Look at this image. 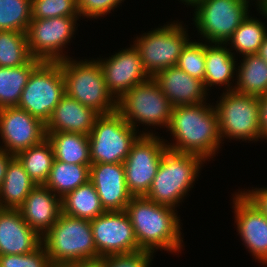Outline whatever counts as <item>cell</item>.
Segmentation results:
<instances>
[{
    "mask_svg": "<svg viewBox=\"0 0 267 267\" xmlns=\"http://www.w3.org/2000/svg\"><path fill=\"white\" fill-rule=\"evenodd\" d=\"M210 104L204 102L172 109L166 131H170V136L175 141L170 143L164 140L169 150L196 154L205 161H211L215 157L224 142L222 143L216 110Z\"/></svg>",
    "mask_w": 267,
    "mask_h": 267,
    "instance_id": "6da1fadb",
    "label": "cell"
},
{
    "mask_svg": "<svg viewBox=\"0 0 267 267\" xmlns=\"http://www.w3.org/2000/svg\"><path fill=\"white\" fill-rule=\"evenodd\" d=\"M125 211L142 250L181 253L184 246L181 236L182 225L176 208L155 203L141 196L133 197Z\"/></svg>",
    "mask_w": 267,
    "mask_h": 267,
    "instance_id": "7a4b0ae2",
    "label": "cell"
},
{
    "mask_svg": "<svg viewBox=\"0 0 267 267\" xmlns=\"http://www.w3.org/2000/svg\"><path fill=\"white\" fill-rule=\"evenodd\" d=\"M204 163L206 161L199 155L167 149L144 197L173 208L179 206L195 184Z\"/></svg>",
    "mask_w": 267,
    "mask_h": 267,
    "instance_id": "3957f363",
    "label": "cell"
},
{
    "mask_svg": "<svg viewBox=\"0 0 267 267\" xmlns=\"http://www.w3.org/2000/svg\"><path fill=\"white\" fill-rule=\"evenodd\" d=\"M42 245L54 267L98 259L90 220L75 218L64 213L42 237Z\"/></svg>",
    "mask_w": 267,
    "mask_h": 267,
    "instance_id": "277c9868",
    "label": "cell"
},
{
    "mask_svg": "<svg viewBox=\"0 0 267 267\" xmlns=\"http://www.w3.org/2000/svg\"><path fill=\"white\" fill-rule=\"evenodd\" d=\"M65 94L81 104L93 108L99 114L117 111V101L109 93L102 67L98 60L69 57L60 61Z\"/></svg>",
    "mask_w": 267,
    "mask_h": 267,
    "instance_id": "5b68a950",
    "label": "cell"
},
{
    "mask_svg": "<svg viewBox=\"0 0 267 267\" xmlns=\"http://www.w3.org/2000/svg\"><path fill=\"white\" fill-rule=\"evenodd\" d=\"M145 130V131H144ZM137 131L116 111L100 114L89 134L91 164L123 163L132 144L140 135H156L153 131ZM138 132V134H137Z\"/></svg>",
    "mask_w": 267,
    "mask_h": 267,
    "instance_id": "8992f818",
    "label": "cell"
},
{
    "mask_svg": "<svg viewBox=\"0 0 267 267\" xmlns=\"http://www.w3.org/2000/svg\"><path fill=\"white\" fill-rule=\"evenodd\" d=\"M219 99L214 109L218 116L222 142L224 138L246 142L263 140L259 97L241 94L234 90L225 92L223 90Z\"/></svg>",
    "mask_w": 267,
    "mask_h": 267,
    "instance_id": "52a82bcc",
    "label": "cell"
},
{
    "mask_svg": "<svg viewBox=\"0 0 267 267\" xmlns=\"http://www.w3.org/2000/svg\"><path fill=\"white\" fill-rule=\"evenodd\" d=\"M175 21L134 38L133 45L150 77L163 69L176 66L183 48L191 39L182 22Z\"/></svg>",
    "mask_w": 267,
    "mask_h": 267,
    "instance_id": "ba28073f",
    "label": "cell"
},
{
    "mask_svg": "<svg viewBox=\"0 0 267 267\" xmlns=\"http://www.w3.org/2000/svg\"><path fill=\"white\" fill-rule=\"evenodd\" d=\"M172 109L170 101L152 77L132 87L117 102V111L138 131L140 124L167 129Z\"/></svg>",
    "mask_w": 267,
    "mask_h": 267,
    "instance_id": "9c48e42d",
    "label": "cell"
},
{
    "mask_svg": "<svg viewBox=\"0 0 267 267\" xmlns=\"http://www.w3.org/2000/svg\"><path fill=\"white\" fill-rule=\"evenodd\" d=\"M250 0H202L193 8L198 34L206 43L226 42L250 14Z\"/></svg>",
    "mask_w": 267,
    "mask_h": 267,
    "instance_id": "30bf717a",
    "label": "cell"
},
{
    "mask_svg": "<svg viewBox=\"0 0 267 267\" xmlns=\"http://www.w3.org/2000/svg\"><path fill=\"white\" fill-rule=\"evenodd\" d=\"M65 95L60 62H42L30 75L17 107L45 124Z\"/></svg>",
    "mask_w": 267,
    "mask_h": 267,
    "instance_id": "8fae6325",
    "label": "cell"
},
{
    "mask_svg": "<svg viewBox=\"0 0 267 267\" xmlns=\"http://www.w3.org/2000/svg\"><path fill=\"white\" fill-rule=\"evenodd\" d=\"M80 16L32 19L26 31L28 49L34 59L60 62L69 58L64 48L77 30Z\"/></svg>",
    "mask_w": 267,
    "mask_h": 267,
    "instance_id": "7c38bea8",
    "label": "cell"
},
{
    "mask_svg": "<svg viewBox=\"0 0 267 267\" xmlns=\"http://www.w3.org/2000/svg\"><path fill=\"white\" fill-rule=\"evenodd\" d=\"M165 139L158 135H140L123 162L125 179L133 197L145 196L156 176L164 152Z\"/></svg>",
    "mask_w": 267,
    "mask_h": 267,
    "instance_id": "4fadbf2b",
    "label": "cell"
},
{
    "mask_svg": "<svg viewBox=\"0 0 267 267\" xmlns=\"http://www.w3.org/2000/svg\"><path fill=\"white\" fill-rule=\"evenodd\" d=\"M90 223L98 258L142 250L125 210L105 211Z\"/></svg>",
    "mask_w": 267,
    "mask_h": 267,
    "instance_id": "5bb4252c",
    "label": "cell"
},
{
    "mask_svg": "<svg viewBox=\"0 0 267 267\" xmlns=\"http://www.w3.org/2000/svg\"><path fill=\"white\" fill-rule=\"evenodd\" d=\"M1 149L16 156L47 138L46 124L17 106L0 109Z\"/></svg>",
    "mask_w": 267,
    "mask_h": 267,
    "instance_id": "9a60e30c",
    "label": "cell"
},
{
    "mask_svg": "<svg viewBox=\"0 0 267 267\" xmlns=\"http://www.w3.org/2000/svg\"><path fill=\"white\" fill-rule=\"evenodd\" d=\"M232 196L235 223L243 245L253 259L267 265V217L243 191Z\"/></svg>",
    "mask_w": 267,
    "mask_h": 267,
    "instance_id": "2e32d148",
    "label": "cell"
},
{
    "mask_svg": "<svg viewBox=\"0 0 267 267\" xmlns=\"http://www.w3.org/2000/svg\"><path fill=\"white\" fill-rule=\"evenodd\" d=\"M97 59L103 70L106 87L117 102L132 87L150 78L133 44L109 58Z\"/></svg>",
    "mask_w": 267,
    "mask_h": 267,
    "instance_id": "e0dca14e",
    "label": "cell"
},
{
    "mask_svg": "<svg viewBox=\"0 0 267 267\" xmlns=\"http://www.w3.org/2000/svg\"><path fill=\"white\" fill-rule=\"evenodd\" d=\"M90 181L105 211H123L133 198L126 184L123 163L91 164Z\"/></svg>",
    "mask_w": 267,
    "mask_h": 267,
    "instance_id": "ac0fdd59",
    "label": "cell"
},
{
    "mask_svg": "<svg viewBox=\"0 0 267 267\" xmlns=\"http://www.w3.org/2000/svg\"><path fill=\"white\" fill-rule=\"evenodd\" d=\"M152 78L173 108L204 103L208 100L209 92L205 89L203 81L191 77L177 66L163 69Z\"/></svg>",
    "mask_w": 267,
    "mask_h": 267,
    "instance_id": "d6986e66",
    "label": "cell"
},
{
    "mask_svg": "<svg viewBox=\"0 0 267 267\" xmlns=\"http://www.w3.org/2000/svg\"><path fill=\"white\" fill-rule=\"evenodd\" d=\"M42 237L23 219L19 209H0V255L32 253Z\"/></svg>",
    "mask_w": 267,
    "mask_h": 267,
    "instance_id": "ffe728a7",
    "label": "cell"
},
{
    "mask_svg": "<svg viewBox=\"0 0 267 267\" xmlns=\"http://www.w3.org/2000/svg\"><path fill=\"white\" fill-rule=\"evenodd\" d=\"M18 209L28 225L43 237L62 213L61 198L45 185H36Z\"/></svg>",
    "mask_w": 267,
    "mask_h": 267,
    "instance_id": "44dd1931",
    "label": "cell"
},
{
    "mask_svg": "<svg viewBox=\"0 0 267 267\" xmlns=\"http://www.w3.org/2000/svg\"><path fill=\"white\" fill-rule=\"evenodd\" d=\"M100 114L64 95L46 122V133L71 132L89 135Z\"/></svg>",
    "mask_w": 267,
    "mask_h": 267,
    "instance_id": "7402d4cb",
    "label": "cell"
},
{
    "mask_svg": "<svg viewBox=\"0 0 267 267\" xmlns=\"http://www.w3.org/2000/svg\"><path fill=\"white\" fill-rule=\"evenodd\" d=\"M224 45V46H223ZM235 52H231L226 44L205 42V77L204 86L209 92L211 87L224 85L225 91L234 90V80L238 61ZM237 64V65H236ZM233 83H232V82ZM232 83V84H231ZM210 87V89H209Z\"/></svg>",
    "mask_w": 267,
    "mask_h": 267,
    "instance_id": "603a6c76",
    "label": "cell"
},
{
    "mask_svg": "<svg viewBox=\"0 0 267 267\" xmlns=\"http://www.w3.org/2000/svg\"><path fill=\"white\" fill-rule=\"evenodd\" d=\"M35 186L36 183L14 156L8 164L5 178L0 186V207L18 209Z\"/></svg>",
    "mask_w": 267,
    "mask_h": 267,
    "instance_id": "cb8c5ba5",
    "label": "cell"
},
{
    "mask_svg": "<svg viewBox=\"0 0 267 267\" xmlns=\"http://www.w3.org/2000/svg\"><path fill=\"white\" fill-rule=\"evenodd\" d=\"M236 67L234 91L256 97L267 95V63L258 54H246Z\"/></svg>",
    "mask_w": 267,
    "mask_h": 267,
    "instance_id": "d4e9b609",
    "label": "cell"
},
{
    "mask_svg": "<svg viewBox=\"0 0 267 267\" xmlns=\"http://www.w3.org/2000/svg\"><path fill=\"white\" fill-rule=\"evenodd\" d=\"M55 160L79 165H91L89 135L71 132L46 133Z\"/></svg>",
    "mask_w": 267,
    "mask_h": 267,
    "instance_id": "484cf974",
    "label": "cell"
},
{
    "mask_svg": "<svg viewBox=\"0 0 267 267\" xmlns=\"http://www.w3.org/2000/svg\"><path fill=\"white\" fill-rule=\"evenodd\" d=\"M61 205L65 215L90 221L105 212L90 180L61 198Z\"/></svg>",
    "mask_w": 267,
    "mask_h": 267,
    "instance_id": "4316f807",
    "label": "cell"
},
{
    "mask_svg": "<svg viewBox=\"0 0 267 267\" xmlns=\"http://www.w3.org/2000/svg\"><path fill=\"white\" fill-rule=\"evenodd\" d=\"M42 63L32 58L18 67H0V109L17 106L31 73Z\"/></svg>",
    "mask_w": 267,
    "mask_h": 267,
    "instance_id": "83f0119b",
    "label": "cell"
},
{
    "mask_svg": "<svg viewBox=\"0 0 267 267\" xmlns=\"http://www.w3.org/2000/svg\"><path fill=\"white\" fill-rule=\"evenodd\" d=\"M90 180V165L68 164L54 160L49 177L44 184L58 197L63 198Z\"/></svg>",
    "mask_w": 267,
    "mask_h": 267,
    "instance_id": "f1b7e54d",
    "label": "cell"
},
{
    "mask_svg": "<svg viewBox=\"0 0 267 267\" xmlns=\"http://www.w3.org/2000/svg\"><path fill=\"white\" fill-rule=\"evenodd\" d=\"M16 157L36 185L46 183L55 160L52 145L47 138L21 151Z\"/></svg>",
    "mask_w": 267,
    "mask_h": 267,
    "instance_id": "f546056e",
    "label": "cell"
},
{
    "mask_svg": "<svg viewBox=\"0 0 267 267\" xmlns=\"http://www.w3.org/2000/svg\"><path fill=\"white\" fill-rule=\"evenodd\" d=\"M267 35V28L259 18L251 17L249 14L246 19L238 26L232 37L226 42L229 50H235L240 55L257 54L264 38ZM233 48V49H232Z\"/></svg>",
    "mask_w": 267,
    "mask_h": 267,
    "instance_id": "4dcf8cb0",
    "label": "cell"
},
{
    "mask_svg": "<svg viewBox=\"0 0 267 267\" xmlns=\"http://www.w3.org/2000/svg\"><path fill=\"white\" fill-rule=\"evenodd\" d=\"M32 58L26 33L0 30V67H18Z\"/></svg>",
    "mask_w": 267,
    "mask_h": 267,
    "instance_id": "1f68e13d",
    "label": "cell"
},
{
    "mask_svg": "<svg viewBox=\"0 0 267 267\" xmlns=\"http://www.w3.org/2000/svg\"><path fill=\"white\" fill-rule=\"evenodd\" d=\"M31 20V0H0L1 31L26 33Z\"/></svg>",
    "mask_w": 267,
    "mask_h": 267,
    "instance_id": "d6a6232c",
    "label": "cell"
},
{
    "mask_svg": "<svg viewBox=\"0 0 267 267\" xmlns=\"http://www.w3.org/2000/svg\"><path fill=\"white\" fill-rule=\"evenodd\" d=\"M176 66L191 77L204 83L205 77V42L189 41L182 50Z\"/></svg>",
    "mask_w": 267,
    "mask_h": 267,
    "instance_id": "836d02e7",
    "label": "cell"
},
{
    "mask_svg": "<svg viewBox=\"0 0 267 267\" xmlns=\"http://www.w3.org/2000/svg\"><path fill=\"white\" fill-rule=\"evenodd\" d=\"M32 19L79 16L78 0H31Z\"/></svg>",
    "mask_w": 267,
    "mask_h": 267,
    "instance_id": "e575fe53",
    "label": "cell"
},
{
    "mask_svg": "<svg viewBox=\"0 0 267 267\" xmlns=\"http://www.w3.org/2000/svg\"><path fill=\"white\" fill-rule=\"evenodd\" d=\"M0 267H54L41 245L32 253L0 255Z\"/></svg>",
    "mask_w": 267,
    "mask_h": 267,
    "instance_id": "d590c367",
    "label": "cell"
},
{
    "mask_svg": "<svg viewBox=\"0 0 267 267\" xmlns=\"http://www.w3.org/2000/svg\"><path fill=\"white\" fill-rule=\"evenodd\" d=\"M154 252L140 250L127 254H113L103 257V267H150Z\"/></svg>",
    "mask_w": 267,
    "mask_h": 267,
    "instance_id": "8d00e7d4",
    "label": "cell"
},
{
    "mask_svg": "<svg viewBox=\"0 0 267 267\" xmlns=\"http://www.w3.org/2000/svg\"><path fill=\"white\" fill-rule=\"evenodd\" d=\"M125 0H78V11L79 16L84 18H94L104 17L111 10L114 11L115 8L119 7Z\"/></svg>",
    "mask_w": 267,
    "mask_h": 267,
    "instance_id": "74e56055",
    "label": "cell"
},
{
    "mask_svg": "<svg viewBox=\"0 0 267 267\" xmlns=\"http://www.w3.org/2000/svg\"><path fill=\"white\" fill-rule=\"evenodd\" d=\"M243 191L267 217V187Z\"/></svg>",
    "mask_w": 267,
    "mask_h": 267,
    "instance_id": "f35d334b",
    "label": "cell"
},
{
    "mask_svg": "<svg viewBox=\"0 0 267 267\" xmlns=\"http://www.w3.org/2000/svg\"><path fill=\"white\" fill-rule=\"evenodd\" d=\"M260 102V128L263 139L267 140V95L259 98Z\"/></svg>",
    "mask_w": 267,
    "mask_h": 267,
    "instance_id": "ab89813d",
    "label": "cell"
},
{
    "mask_svg": "<svg viewBox=\"0 0 267 267\" xmlns=\"http://www.w3.org/2000/svg\"><path fill=\"white\" fill-rule=\"evenodd\" d=\"M14 155L0 148V186L5 178L8 164Z\"/></svg>",
    "mask_w": 267,
    "mask_h": 267,
    "instance_id": "60d3db41",
    "label": "cell"
},
{
    "mask_svg": "<svg viewBox=\"0 0 267 267\" xmlns=\"http://www.w3.org/2000/svg\"><path fill=\"white\" fill-rule=\"evenodd\" d=\"M61 267H103V257L94 260L73 262Z\"/></svg>",
    "mask_w": 267,
    "mask_h": 267,
    "instance_id": "b9f144b4",
    "label": "cell"
},
{
    "mask_svg": "<svg viewBox=\"0 0 267 267\" xmlns=\"http://www.w3.org/2000/svg\"><path fill=\"white\" fill-rule=\"evenodd\" d=\"M267 63V35L257 53Z\"/></svg>",
    "mask_w": 267,
    "mask_h": 267,
    "instance_id": "7bdbcfd3",
    "label": "cell"
},
{
    "mask_svg": "<svg viewBox=\"0 0 267 267\" xmlns=\"http://www.w3.org/2000/svg\"><path fill=\"white\" fill-rule=\"evenodd\" d=\"M256 9H257V11H259L258 13H260V15H262V18L264 16V19L266 18V21H267V0L265 1V3L261 7H257Z\"/></svg>",
    "mask_w": 267,
    "mask_h": 267,
    "instance_id": "ee69618b",
    "label": "cell"
},
{
    "mask_svg": "<svg viewBox=\"0 0 267 267\" xmlns=\"http://www.w3.org/2000/svg\"><path fill=\"white\" fill-rule=\"evenodd\" d=\"M201 1L202 0H180L179 2H182L186 6L188 5V6L194 7L195 5H197Z\"/></svg>",
    "mask_w": 267,
    "mask_h": 267,
    "instance_id": "f6af8a7d",
    "label": "cell"
},
{
    "mask_svg": "<svg viewBox=\"0 0 267 267\" xmlns=\"http://www.w3.org/2000/svg\"><path fill=\"white\" fill-rule=\"evenodd\" d=\"M252 1V0H251ZM266 0H256V7H261L264 3H265Z\"/></svg>",
    "mask_w": 267,
    "mask_h": 267,
    "instance_id": "bcb514c9",
    "label": "cell"
}]
</instances>
